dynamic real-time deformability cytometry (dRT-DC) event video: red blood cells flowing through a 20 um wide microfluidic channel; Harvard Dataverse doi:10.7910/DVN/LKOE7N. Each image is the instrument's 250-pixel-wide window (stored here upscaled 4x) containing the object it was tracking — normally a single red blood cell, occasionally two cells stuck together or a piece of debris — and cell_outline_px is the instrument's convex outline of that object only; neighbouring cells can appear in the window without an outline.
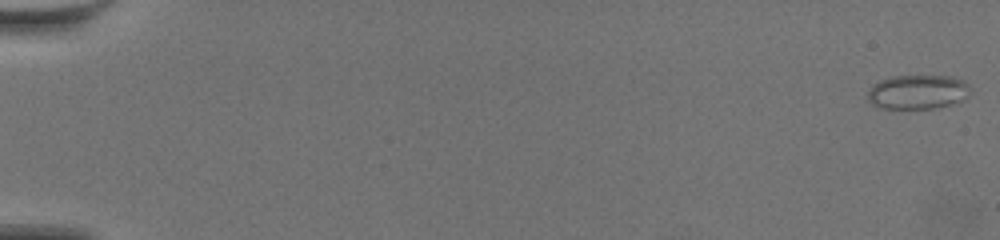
{"species": "common noctule bat (a hibernating species)", "species_latin": "Nyctalus noctula", "temperature_condition": "warm", "stored_images_in_passage": 56, "camera_frame_rate_fps": 3000, "um_per_image_px": 0.085, "animal": {"sex": "female", "body_mass_g": 19.5, "forearm_length_mm": 54.1}, "frame": {"image": 1, "passage_image": 1, "time_ms": 0.0, "image_size_px": [1000, 240], "cell_outline_px": [[968, 96], [964, 100], [932, 108], [880, 108], [872, 104], [868, 100], [868, 92], [872, 84], [880, 80], [892, 76], [952, 76], [964, 80], [968, 84]], "centroid_in_image_um": [77.98, 7.8], "position_along_channel_um": 7.0, "area_um2": 20.4}}
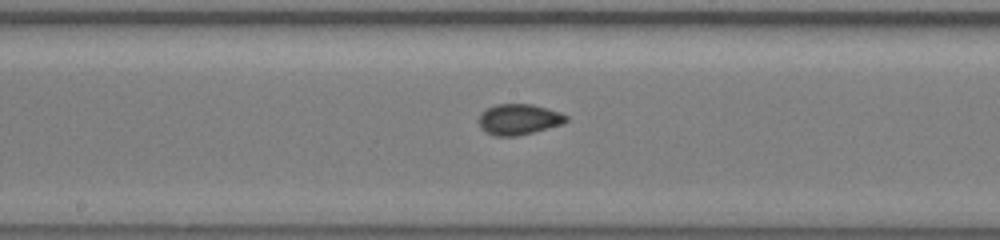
{"frame": {"image": 2, "passage_image": 34, "time_ms": 11.0, "image_size_px": [1000, 240], "cell_outline_px": [[568, 120], [564, 124], [516, 136], [496, 136], [480, 128], [480, 116], [488, 108], [496, 104], [532, 104], [560, 112], [568, 116]], "centroid_in_image_um": [44.15, 10.14], "position_along_channel_um": 204.1, "area_um2": 15.43}}
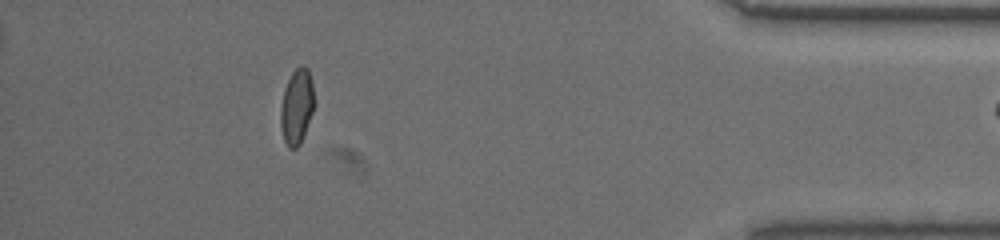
{"frame": {"image": 3, "passage_image": 55, "time_ms": 18.0, "image_size_px": [1000, 240], "cell_outline_px": [[312, 112], [300, 144], [296, 148], [288, 148], [284, 140], [280, 124], [280, 108], [284, 88], [292, 72], [300, 64], [304, 64], [308, 68], [312, 84]], "centroid_in_image_um": [25.18, 9.04], "position_along_channel_um": 410.0, "area_um2": 14.51}}